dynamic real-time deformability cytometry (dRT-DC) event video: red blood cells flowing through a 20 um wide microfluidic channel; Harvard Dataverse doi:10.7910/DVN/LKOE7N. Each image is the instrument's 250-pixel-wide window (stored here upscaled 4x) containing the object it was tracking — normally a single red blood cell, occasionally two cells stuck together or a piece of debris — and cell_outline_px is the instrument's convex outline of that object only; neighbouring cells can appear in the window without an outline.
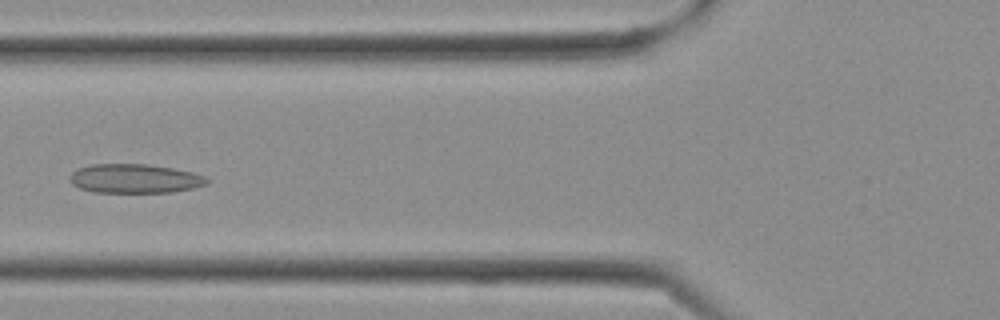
{"species": "Egyptian fruit bat (a non-hibernating species)", "species_latin": "Rousettus aegyptiacus", "temperature_condition": "cold", "stored_images_in_passage": 8, "camera_frame_rate_fps": 3000, "um_per_image_px": 0.085, "frame": {"image": 1, "passage_image": 5, "time_ms": 1.333, "image_size_px": [1000, 320], "cell_outline_px": [[212, 180], [208, 184], [192, 188], [172, 192], [92, 192], [80, 188], [72, 184], [68, 176], [72, 172], [80, 168], [92, 164], [148, 164], [172, 168], [192, 172], [204, 176]], "centroid_in_image_um": [11.47, 15.18], "position_along_channel_um": 114.3, "area_um2": 23.29}}
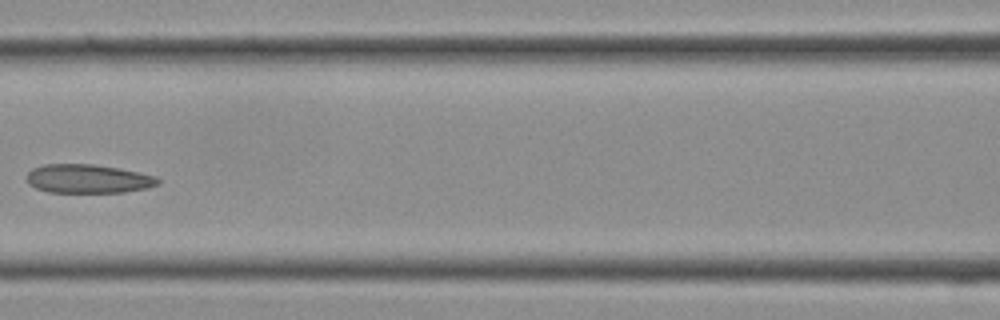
{"frame": {"image": 2, "passage_image": 7, "time_ms": 2.0, "image_size_px": [1000, 320], "cell_outline_px": [[160, 184], [148, 188], [124, 192], [48, 192], [36, 188], [28, 184], [24, 176], [32, 168], [44, 164], [92, 164], [116, 168], [156, 176], [160, 180]], "centroid_in_image_um": [7.44, 15.2], "position_along_channel_um": 159.2, "area_um2": 22.08}}